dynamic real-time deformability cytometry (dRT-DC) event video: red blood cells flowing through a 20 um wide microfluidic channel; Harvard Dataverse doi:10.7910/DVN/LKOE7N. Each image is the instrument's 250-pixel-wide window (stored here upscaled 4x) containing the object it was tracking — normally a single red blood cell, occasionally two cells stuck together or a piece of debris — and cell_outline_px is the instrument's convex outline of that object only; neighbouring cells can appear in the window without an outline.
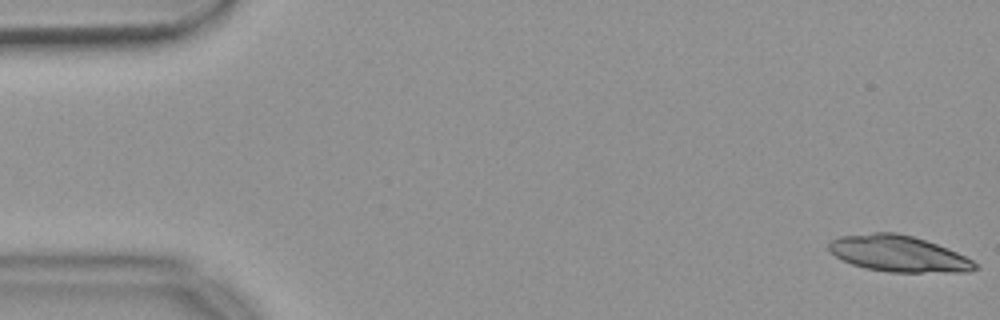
{"species": "common noctule bat (a hibernating species)", "species_latin": "Nyctalus noctula", "temperature_condition": "warm", "stored_images_in_passage": 24, "camera_frame_rate_fps": 3000, "um_per_image_px": 0.085, "animal": {"sex": "female", "body_mass_g": 18.4}, "frame": {"image": 1, "passage_image": 1, "time_ms": 0.0, "image_size_px": [1000, 320], "cell_outline_px": [[980, 268], [968, 272], [888, 272], [864, 268], [852, 264], [836, 256], [828, 248], [828, 244], [832, 240], [840, 236], [876, 232], [896, 232], [912, 236], [948, 248], [972, 260]], "centroid_in_image_um": [76.38, 21.57], "position_along_channel_um": 8.6, "area_um2": 30.69}}